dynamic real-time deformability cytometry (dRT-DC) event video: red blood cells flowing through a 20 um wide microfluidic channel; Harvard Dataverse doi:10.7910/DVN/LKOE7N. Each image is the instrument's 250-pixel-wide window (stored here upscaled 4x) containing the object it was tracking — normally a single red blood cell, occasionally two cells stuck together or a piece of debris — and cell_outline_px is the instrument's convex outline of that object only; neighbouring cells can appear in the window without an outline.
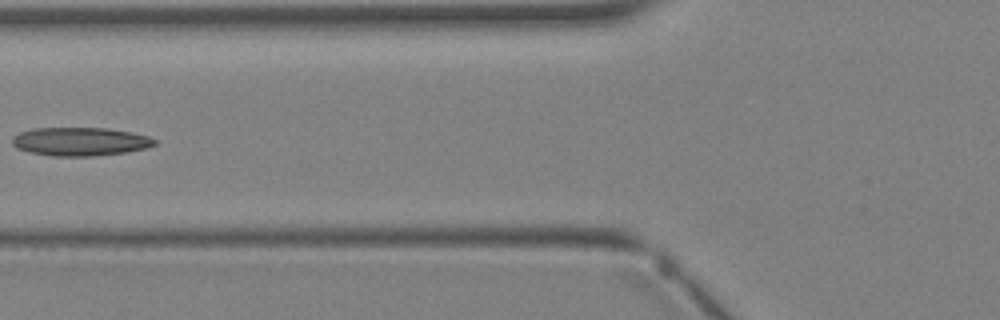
{"species": "Egyptian fruit bat (a non-hibernating species)", "species_latin": "Rousettus aegyptiacus", "temperature_condition": "warm", "stored_images_in_passage": 4, "camera_frame_rate_fps": 3000, "um_per_image_px": 0.085, "animal": {"sex": "female"}, "frame": {"image": 1, "passage_image": 4, "time_ms": 3.333, "image_size_px": [1000, 320], "cell_outline_px": [[156, 144], [148, 148], [124, 152], [92, 156], [52, 156], [32, 152], [16, 148], [12, 144], [12, 136], [20, 132], [32, 128], [108, 128], [132, 132], [148, 136], [156, 140]], "centroid_in_image_um": [6.81, 12.02], "position_along_channel_um": 119.0, "area_um2": 23.64}}